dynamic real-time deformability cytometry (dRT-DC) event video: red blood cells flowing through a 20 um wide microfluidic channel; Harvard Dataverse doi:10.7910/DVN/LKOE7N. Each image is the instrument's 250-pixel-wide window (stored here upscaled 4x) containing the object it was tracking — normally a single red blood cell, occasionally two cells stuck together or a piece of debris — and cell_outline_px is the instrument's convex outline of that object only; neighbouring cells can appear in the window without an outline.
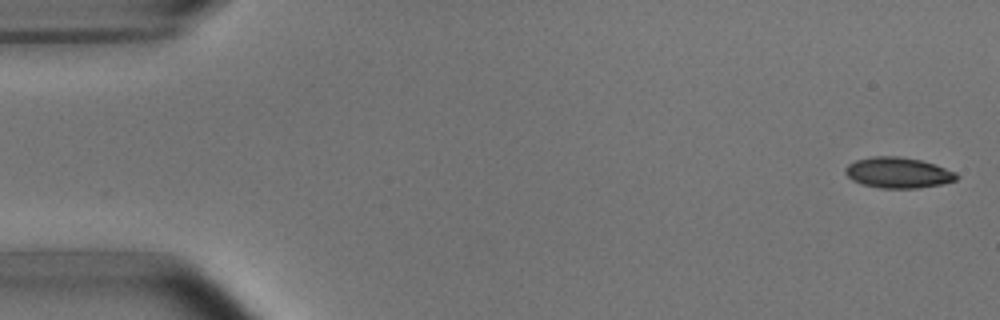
{"species": "common noctule bat (a hibernating species)", "species_latin": "Nyctalus noctula", "temperature_condition": "room temperature", "stored_images_in_passage": 5, "camera_frame_rate_fps": 3000, "um_per_image_px": 0.085, "animal": {"sex": "male", "body_mass_g": 15.6}, "frame": {"image": 1, "passage_image": 1, "time_ms": 0.0, "image_size_px": [1000, 320], "cell_outline_px": [[960, 176], [956, 180], [940, 184], [920, 188], [880, 188], [860, 184], [852, 180], [844, 172], [844, 168], [848, 164], [856, 160], [872, 156], [900, 156], [920, 160], [936, 164], [956, 172]], "centroid_in_image_um": [76.33, 14.67], "position_along_channel_um": 8.7, "area_um2": 20.11}}
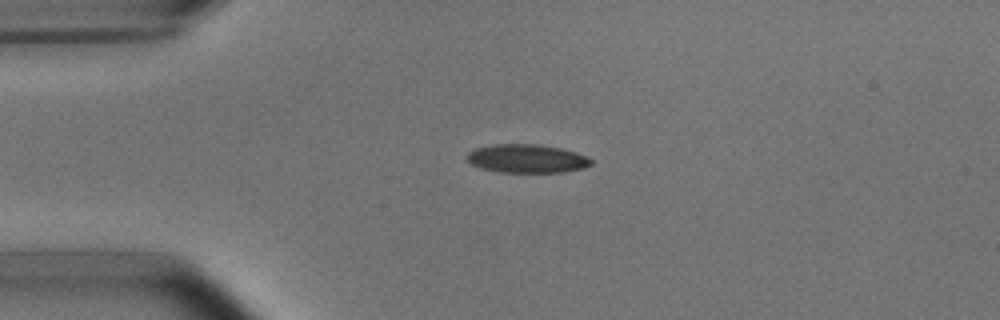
{"frame": {"image": 2, "passage_image": 4, "time_ms": 3.667, "image_size_px": [1000, 320], "cell_outline_px": [[592, 164], [584, 168], [564, 172], [500, 172], [480, 168], [472, 164], [464, 156], [468, 152], [476, 148], [492, 144], [540, 144], [560, 148], [576, 152], [588, 156], [592, 160]], "centroid_in_image_um": [44.79, 13.47], "position_along_channel_um": 40.2, "area_um2": 20.81}}